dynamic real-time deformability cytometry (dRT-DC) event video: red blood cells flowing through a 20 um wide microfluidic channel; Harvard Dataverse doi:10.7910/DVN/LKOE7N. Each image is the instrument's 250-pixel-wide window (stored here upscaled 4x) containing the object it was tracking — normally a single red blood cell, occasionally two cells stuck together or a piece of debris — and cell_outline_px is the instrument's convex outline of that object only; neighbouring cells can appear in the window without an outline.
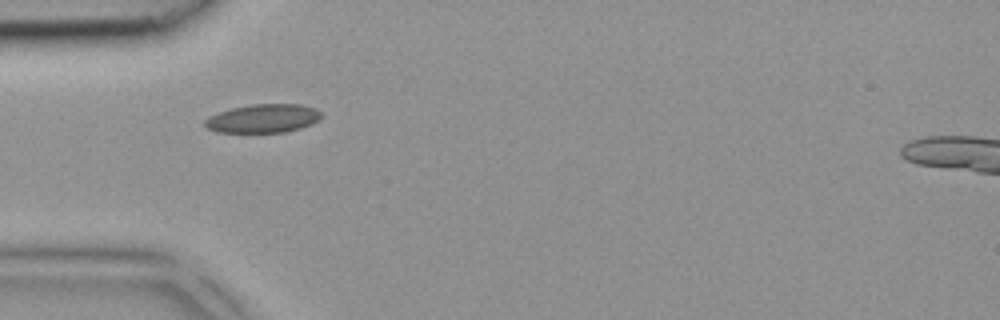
{"species": "common noctule bat (a hibernating species)", "species_latin": "Nyctalus noctula", "temperature_condition": "room temperature", "stored_images_in_passage": 2, "camera_frame_rate_fps": 3000, "um_per_image_px": 0.085, "animal": {"sex": "female", "body_mass_g": 18.4}, "frame": {"image": 1, "passage_image": 1, "time_ms": 0.0, "image_size_px": [1000, 320], "cell_outline_px": [[320, 116], [312, 124], [300, 128], [284, 132], [216, 132], [208, 128], [204, 124], [204, 120], [208, 116], [232, 108], [252, 104], [300, 104], [316, 108], [320, 112]], "centroid_in_image_um": [22.34, 10.06], "position_along_channel_um": 62.7, "area_um2": 19.25}}